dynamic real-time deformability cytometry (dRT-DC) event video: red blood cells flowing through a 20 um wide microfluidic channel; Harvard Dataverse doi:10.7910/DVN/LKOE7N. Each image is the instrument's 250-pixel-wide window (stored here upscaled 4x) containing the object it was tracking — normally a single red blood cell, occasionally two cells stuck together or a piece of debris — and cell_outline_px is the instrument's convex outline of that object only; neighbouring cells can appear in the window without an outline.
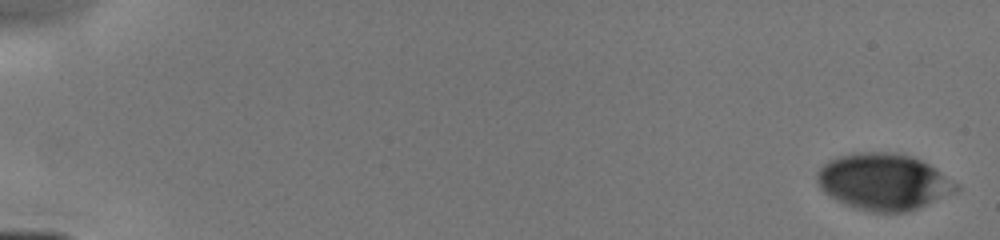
{"species": "human", "species_latin": "Homo sapiens", "temperature_condition": "cold", "stored_images_in_passage": 43, "camera_frame_rate_fps": 3000, "um_per_image_px": 0.085, "donor": {"sex": "male"}, "frame": {"image": 1, "passage_image": 1, "time_ms": 0.0, "image_size_px": [1000, 240], "cell_outline_px": [[960, 188], [916, 208], [904, 212], [868, 212], [856, 208], [836, 200], [828, 196], [820, 188], [816, 180], [816, 172], [828, 160], [852, 152], [896, 152], [912, 156], [936, 168], [956, 184]], "centroid_in_image_um": [75.02, 15.43], "position_along_channel_um": 10.0, "area_um2": 45.37}}
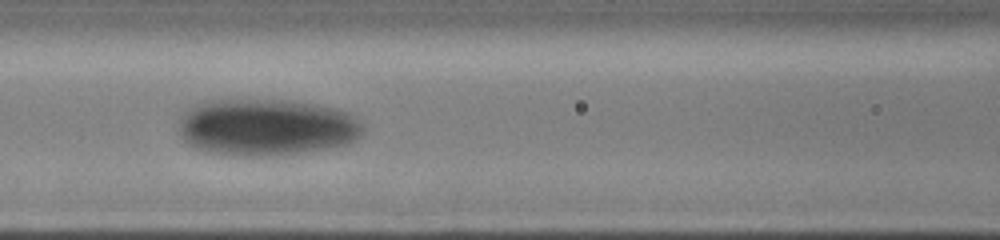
{"frame": {"image": 2, "passage_image": 19, "time_ms": 7.333, "image_size_px": [1000, 240], "cell_outline_px": [[364, 132], [356, 140], [348, 144], [300, 152], [268, 156], [236, 156], [212, 152], [196, 148], [188, 144], [180, 136], [176, 120], [188, 108], [196, 104], [208, 100], [240, 96], [284, 100], [312, 104], [332, 108], [348, 112], [356, 116], [364, 124]], "centroid_in_image_um": [22.58, 10.77], "position_along_channel_um": 144.0, "area_um2": 62.48}}
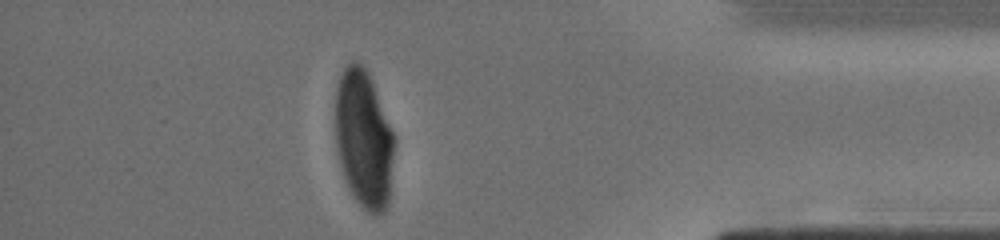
{"frame": {"image": 3, "passage_image": 38, "time_ms": 14.0, "image_size_px": [1000, 240], "cell_outline_px": [[396, 144], [388, 204], [384, 212], [376, 216], [368, 212], [356, 200], [348, 188], [340, 164], [336, 148], [336, 88], [340, 76], [344, 68], [352, 60], [356, 60], [368, 72], [396, 136]], "centroid_in_image_um": [30.95, 11.84], "position_along_channel_um": 404.2, "area_um2": 47.92}}